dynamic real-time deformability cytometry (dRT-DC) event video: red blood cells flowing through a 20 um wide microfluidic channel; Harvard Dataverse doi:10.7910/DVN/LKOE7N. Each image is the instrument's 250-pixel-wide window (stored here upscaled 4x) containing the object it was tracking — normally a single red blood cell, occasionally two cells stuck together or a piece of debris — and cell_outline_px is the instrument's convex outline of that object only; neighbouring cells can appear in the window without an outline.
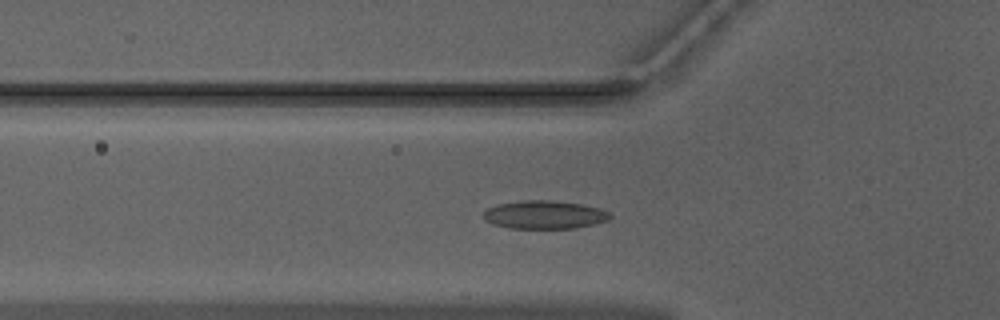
{"species": "Egyptian fruit bat (a non-hibernating species)", "species_latin": "Rousettus aegyptiacus", "temperature_condition": "warm", "stored_images_in_passage": 38, "segment_of_instrument_passage": [1, 2], "camera_frame_rate_fps": 3000, "um_per_image_px": 0.085, "animal": {"sex": "male"}, "frame": {"image": 1, "passage_image": 3, "time_ms": 0.667, "image_size_px": [1000, 320], "cell_outline_px": [[612, 216], [608, 220], [596, 224], [576, 228], [508, 228], [492, 224], [484, 220], [484, 212], [488, 208], [496, 204], [520, 200], [548, 200], [580, 204], [600, 208], [608, 212]], "centroid_in_image_um": [46.26, 18.25], "position_along_channel_um": 79.5, "area_um2": 20.92}}
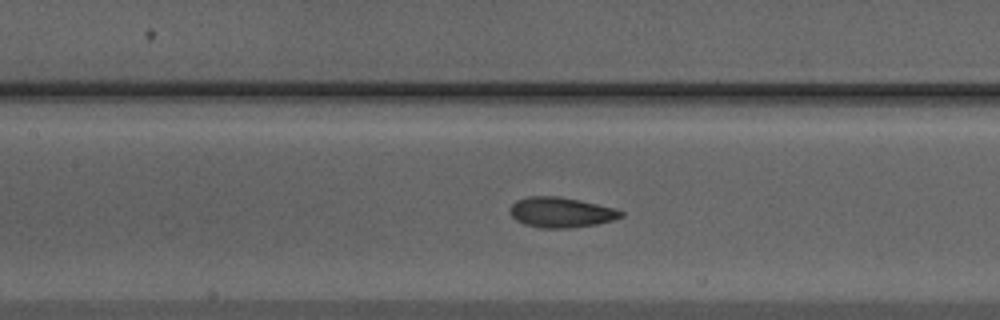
{"frame": {"image": 2, "passage_image": 9, "time_ms": 2.667, "image_size_px": [1000, 320], "cell_outline_px": [[624, 216], [616, 220], [596, 224], [568, 228], [540, 228], [524, 224], [516, 220], [508, 212], [508, 208], [516, 200], [528, 196], [560, 196], [580, 200], [616, 208], [624, 212]], "centroid_in_image_um": [47.69, 18.04], "position_along_channel_um": 159.7, "area_um2": 19.88}}
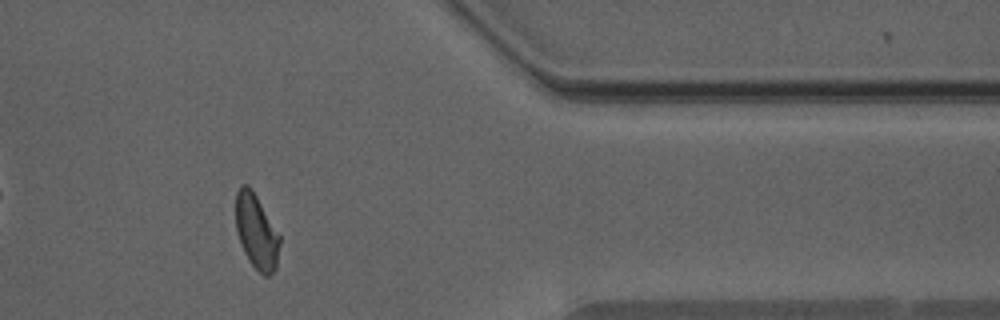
{"frame": {"image": 3, "passage_image": 28, "time_ms": 9.0, "image_size_px": [1000, 320], "cell_outline_px": [[280, 244], [276, 268], [268, 276], [264, 276], [248, 260], [244, 252], [236, 228], [236, 192], [240, 184], [248, 184], [252, 188], [280, 236]], "centroid_in_image_um": [21.79, 19.66], "position_along_channel_um": 389.6, "area_um2": 19.02}}